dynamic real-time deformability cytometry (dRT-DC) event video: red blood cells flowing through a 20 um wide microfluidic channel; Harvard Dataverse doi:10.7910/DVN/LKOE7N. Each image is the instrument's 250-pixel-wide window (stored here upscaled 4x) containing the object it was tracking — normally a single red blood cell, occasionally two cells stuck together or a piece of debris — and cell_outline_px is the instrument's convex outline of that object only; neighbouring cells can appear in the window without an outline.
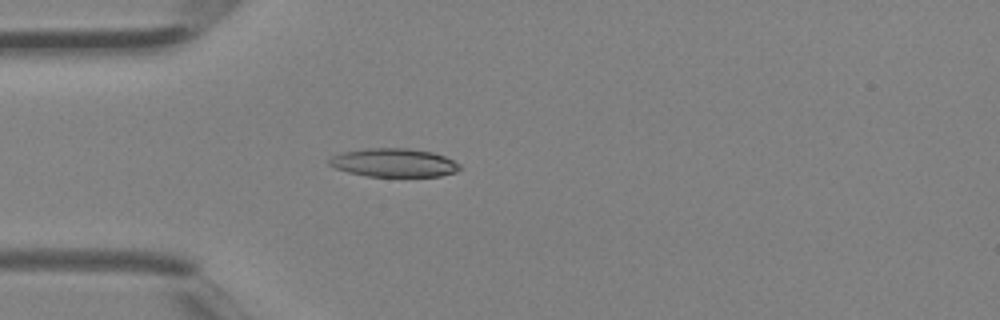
{"species": "Egyptian fruit bat (a non-hibernating species)", "species_latin": "Rousettus aegyptiacus", "temperature_condition": "room temperature", "stored_images_in_passage": 3, "camera_frame_rate_fps": 3000, "um_per_image_px": 0.085, "animal": {"sex": "female"}, "frame": {"image": 1, "passage_image": 3, "time_ms": 0.667, "image_size_px": [1000, 320], "cell_outline_px": [[460, 168], [456, 172], [440, 176], [368, 176], [348, 172], [336, 168], [328, 164], [328, 160], [332, 156], [344, 152], [364, 148], [408, 148], [432, 152], [444, 156], [460, 164]], "centroid_in_image_um": [33.47, 13.82], "position_along_channel_um": 51.5, "area_um2": 21.56}}